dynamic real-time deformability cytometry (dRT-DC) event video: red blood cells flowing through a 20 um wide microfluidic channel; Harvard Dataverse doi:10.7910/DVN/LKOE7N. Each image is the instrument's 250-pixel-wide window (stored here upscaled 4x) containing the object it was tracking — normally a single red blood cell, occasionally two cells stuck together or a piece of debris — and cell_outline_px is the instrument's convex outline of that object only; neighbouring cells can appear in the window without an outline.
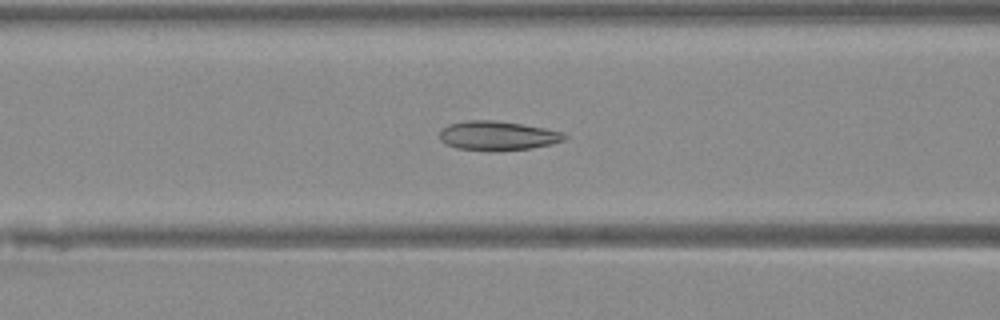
{"species": "Egyptian fruit bat (a non-hibernating species)", "species_latin": "Rousettus aegyptiacus", "temperature_condition": "warm", "stored_images_in_passage": 17, "camera_frame_rate_fps": 3000, "um_per_image_px": 0.085, "animal": {"sex": "female"}, "frame": {"image": 1, "passage_image": 16, "time_ms": 5.0, "image_size_px": [1000, 320], "cell_outline_px": [[568, 136], [564, 140], [552, 144], [532, 148], [456, 148], [440, 140], [440, 132], [448, 124], [468, 120], [496, 120], [524, 124], [564, 132]], "centroid_in_image_um": [42.35, 11.48], "position_along_channel_um": 124.3, "area_um2": 20.46}}